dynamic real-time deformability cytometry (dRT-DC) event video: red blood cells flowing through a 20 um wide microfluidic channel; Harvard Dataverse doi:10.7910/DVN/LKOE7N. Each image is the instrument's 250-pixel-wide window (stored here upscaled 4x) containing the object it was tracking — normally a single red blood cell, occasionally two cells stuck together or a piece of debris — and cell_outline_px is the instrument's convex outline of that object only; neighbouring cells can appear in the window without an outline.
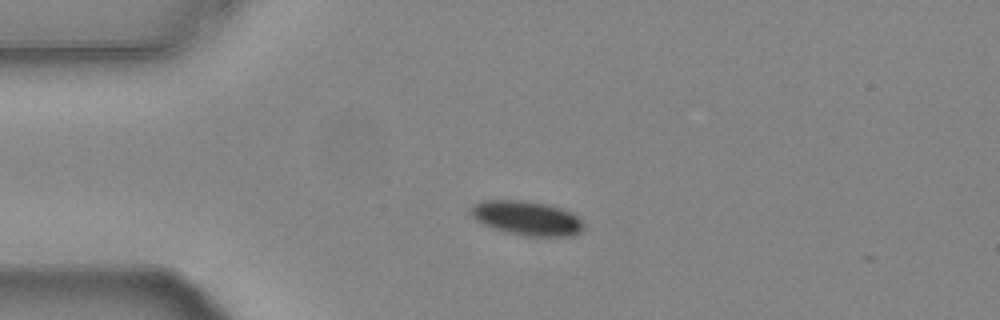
{"species": "common noctule bat (a hibernating species)", "species_latin": "Nyctalus noctula", "temperature_condition": "warm", "stored_images_in_passage": 42, "camera_frame_rate_fps": 3000, "um_per_image_px": 0.085, "animal": {"sex": "female", "body_mass_g": 24.6, "forearm_length_mm": 56.2}, "frame": {"image": 1, "passage_image": 1, "time_ms": 0.0, "image_size_px": [1000, 320], "cell_outline_px": [[584, 228], [576, 236], [524, 236], [504, 232], [492, 228], [476, 220], [472, 216], [472, 204], [484, 200], [524, 200], [544, 204], [560, 208], [572, 212], [584, 224]], "centroid_in_image_um": [44.79, 18.55], "position_along_channel_um": 40.2, "area_um2": 22.6}}
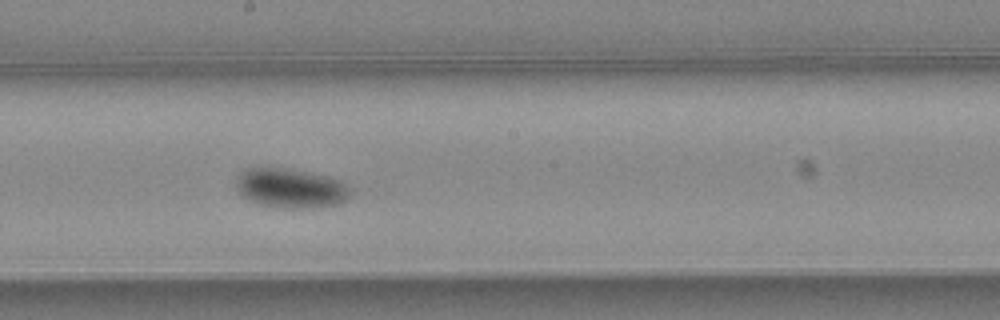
{"frame": {"image": 2, "passage_image": 18, "time_ms": 5.667, "image_size_px": [1000, 320], "cell_outline_px": [[352, 196], [336, 204], [312, 208], [284, 208], [260, 204], [240, 196], [236, 188], [236, 176], [244, 168], [288, 168], [328, 176], [340, 180], [348, 184], [352, 192]], "centroid_in_image_um": [24.7, 15.99], "position_along_channel_um": 223.5, "area_um2": 26.65}}
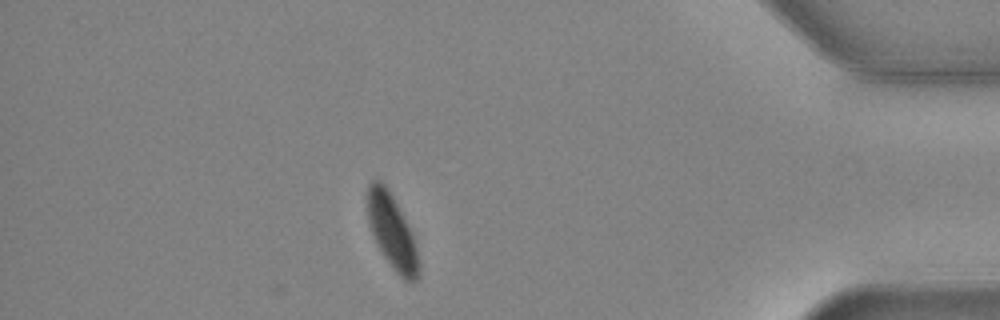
{"frame": {"image": 3, "passage_image": 36, "time_ms": 11.667, "image_size_px": [1000, 320], "cell_outline_px": [[420, 276], [416, 280], [404, 280], [392, 268], [384, 256], [372, 236], [368, 224], [368, 184], [372, 180], [380, 180], [388, 188], [412, 232], [420, 264]], "centroid_in_image_um": [33.33, 19.71], "position_along_channel_um": 401.9, "area_um2": 22.14}}